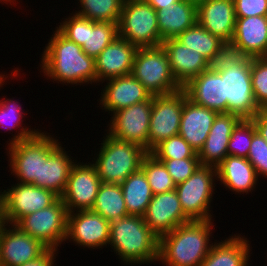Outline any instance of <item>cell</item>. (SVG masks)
Instances as JSON below:
<instances>
[{
    "label": "cell",
    "mask_w": 267,
    "mask_h": 266,
    "mask_svg": "<svg viewBox=\"0 0 267 266\" xmlns=\"http://www.w3.org/2000/svg\"><path fill=\"white\" fill-rule=\"evenodd\" d=\"M211 223L190 220L160 237L158 259L168 266H200L211 248Z\"/></svg>",
    "instance_id": "6da1fadb"
},
{
    "label": "cell",
    "mask_w": 267,
    "mask_h": 266,
    "mask_svg": "<svg viewBox=\"0 0 267 266\" xmlns=\"http://www.w3.org/2000/svg\"><path fill=\"white\" fill-rule=\"evenodd\" d=\"M149 153L156 159L198 158L197 152L179 134L161 141Z\"/></svg>",
    "instance_id": "d590c367"
},
{
    "label": "cell",
    "mask_w": 267,
    "mask_h": 266,
    "mask_svg": "<svg viewBox=\"0 0 267 266\" xmlns=\"http://www.w3.org/2000/svg\"><path fill=\"white\" fill-rule=\"evenodd\" d=\"M183 89L166 95L152 96V111L148 134V152L161 141L179 134L184 100Z\"/></svg>",
    "instance_id": "7c38bea8"
},
{
    "label": "cell",
    "mask_w": 267,
    "mask_h": 266,
    "mask_svg": "<svg viewBox=\"0 0 267 266\" xmlns=\"http://www.w3.org/2000/svg\"><path fill=\"white\" fill-rule=\"evenodd\" d=\"M236 18L267 16V0H234Z\"/></svg>",
    "instance_id": "60d3db41"
},
{
    "label": "cell",
    "mask_w": 267,
    "mask_h": 266,
    "mask_svg": "<svg viewBox=\"0 0 267 266\" xmlns=\"http://www.w3.org/2000/svg\"><path fill=\"white\" fill-rule=\"evenodd\" d=\"M182 89L192 102L217 113H227L224 79L212 66L189 81Z\"/></svg>",
    "instance_id": "44dd1931"
},
{
    "label": "cell",
    "mask_w": 267,
    "mask_h": 266,
    "mask_svg": "<svg viewBox=\"0 0 267 266\" xmlns=\"http://www.w3.org/2000/svg\"><path fill=\"white\" fill-rule=\"evenodd\" d=\"M216 169V179L219 178L224 186L238 193L251 191L258 179L247 158L227 155Z\"/></svg>",
    "instance_id": "83f0119b"
},
{
    "label": "cell",
    "mask_w": 267,
    "mask_h": 266,
    "mask_svg": "<svg viewBox=\"0 0 267 266\" xmlns=\"http://www.w3.org/2000/svg\"><path fill=\"white\" fill-rule=\"evenodd\" d=\"M267 50V16L236 18L228 52L250 58L263 57Z\"/></svg>",
    "instance_id": "e0dca14e"
},
{
    "label": "cell",
    "mask_w": 267,
    "mask_h": 266,
    "mask_svg": "<svg viewBox=\"0 0 267 266\" xmlns=\"http://www.w3.org/2000/svg\"><path fill=\"white\" fill-rule=\"evenodd\" d=\"M59 145L42 160L40 187L53 191L61 197L74 162Z\"/></svg>",
    "instance_id": "f1b7e54d"
},
{
    "label": "cell",
    "mask_w": 267,
    "mask_h": 266,
    "mask_svg": "<svg viewBox=\"0 0 267 266\" xmlns=\"http://www.w3.org/2000/svg\"><path fill=\"white\" fill-rule=\"evenodd\" d=\"M197 23L229 45L236 23L234 0L199 1Z\"/></svg>",
    "instance_id": "ffe728a7"
},
{
    "label": "cell",
    "mask_w": 267,
    "mask_h": 266,
    "mask_svg": "<svg viewBox=\"0 0 267 266\" xmlns=\"http://www.w3.org/2000/svg\"><path fill=\"white\" fill-rule=\"evenodd\" d=\"M68 212L62 199L51 206L28 214L15 226L40 241L48 249L56 250L66 240Z\"/></svg>",
    "instance_id": "9c48e42d"
},
{
    "label": "cell",
    "mask_w": 267,
    "mask_h": 266,
    "mask_svg": "<svg viewBox=\"0 0 267 266\" xmlns=\"http://www.w3.org/2000/svg\"><path fill=\"white\" fill-rule=\"evenodd\" d=\"M241 120L237 114H217L203 147L197 153L201 165L216 168L224 160L232 131Z\"/></svg>",
    "instance_id": "7402d4cb"
},
{
    "label": "cell",
    "mask_w": 267,
    "mask_h": 266,
    "mask_svg": "<svg viewBox=\"0 0 267 266\" xmlns=\"http://www.w3.org/2000/svg\"><path fill=\"white\" fill-rule=\"evenodd\" d=\"M262 58L267 60V50H266V52H265V54H264V56Z\"/></svg>",
    "instance_id": "c3c4849f"
},
{
    "label": "cell",
    "mask_w": 267,
    "mask_h": 266,
    "mask_svg": "<svg viewBox=\"0 0 267 266\" xmlns=\"http://www.w3.org/2000/svg\"><path fill=\"white\" fill-rule=\"evenodd\" d=\"M21 107H18V105H16L13 100H5V101H0V126L4 127V123L7 121L10 122V131L11 129L15 126L17 127L18 124H20L21 122H19V119H21L23 116L21 115ZM21 112V113H20ZM19 115V116H18ZM5 122H4V121ZM4 122V123H3ZM12 122V123H11ZM13 122L15 124H13ZM7 128V127H6Z\"/></svg>",
    "instance_id": "b9f144b4"
},
{
    "label": "cell",
    "mask_w": 267,
    "mask_h": 266,
    "mask_svg": "<svg viewBox=\"0 0 267 266\" xmlns=\"http://www.w3.org/2000/svg\"><path fill=\"white\" fill-rule=\"evenodd\" d=\"M148 4H150L155 10L166 9L171 4L178 2L180 0H145Z\"/></svg>",
    "instance_id": "f6af8a7d"
},
{
    "label": "cell",
    "mask_w": 267,
    "mask_h": 266,
    "mask_svg": "<svg viewBox=\"0 0 267 266\" xmlns=\"http://www.w3.org/2000/svg\"><path fill=\"white\" fill-rule=\"evenodd\" d=\"M152 97L114 112L109 135L121 141L138 144L148 151V134Z\"/></svg>",
    "instance_id": "5bb4252c"
},
{
    "label": "cell",
    "mask_w": 267,
    "mask_h": 266,
    "mask_svg": "<svg viewBox=\"0 0 267 266\" xmlns=\"http://www.w3.org/2000/svg\"><path fill=\"white\" fill-rule=\"evenodd\" d=\"M251 120L256 131L267 141V109L259 110Z\"/></svg>",
    "instance_id": "7bdbcfd3"
},
{
    "label": "cell",
    "mask_w": 267,
    "mask_h": 266,
    "mask_svg": "<svg viewBox=\"0 0 267 266\" xmlns=\"http://www.w3.org/2000/svg\"><path fill=\"white\" fill-rule=\"evenodd\" d=\"M74 210L67 216L66 239L88 248L101 247L109 243L110 222L92 210ZM74 214V215H73Z\"/></svg>",
    "instance_id": "d6986e66"
},
{
    "label": "cell",
    "mask_w": 267,
    "mask_h": 266,
    "mask_svg": "<svg viewBox=\"0 0 267 266\" xmlns=\"http://www.w3.org/2000/svg\"><path fill=\"white\" fill-rule=\"evenodd\" d=\"M251 83L254 99L260 109H267V60L251 58Z\"/></svg>",
    "instance_id": "74e56055"
},
{
    "label": "cell",
    "mask_w": 267,
    "mask_h": 266,
    "mask_svg": "<svg viewBox=\"0 0 267 266\" xmlns=\"http://www.w3.org/2000/svg\"><path fill=\"white\" fill-rule=\"evenodd\" d=\"M49 41L43 56L42 69L54 80L64 83L96 82L95 59L58 30Z\"/></svg>",
    "instance_id": "7a4b0ae2"
},
{
    "label": "cell",
    "mask_w": 267,
    "mask_h": 266,
    "mask_svg": "<svg viewBox=\"0 0 267 266\" xmlns=\"http://www.w3.org/2000/svg\"><path fill=\"white\" fill-rule=\"evenodd\" d=\"M108 80L109 83L103 90L100 100L105 110L116 112L152 97V94L132 74Z\"/></svg>",
    "instance_id": "484cf974"
},
{
    "label": "cell",
    "mask_w": 267,
    "mask_h": 266,
    "mask_svg": "<svg viewBox=\"0 0 267 266\" xmlns=\"http://www.w3.org/2000/svg\"><path fill=\"white\" fill-rule=\"evenodd\" d=\"M137 49L124 38L116 37L95 58L97 80L102 81L131 74Z\"/></svg>",
    "instance_id": "603a6c76"
},
{
    "label": "cell",
    "mask_w": 267,
    "mask_h": 266,
    "mask_svg": "<svg viewBox=\"0 0 267 266\" xmlns=\"http://www.w3.org/2000/svg\"><path fill=\"white\" fill-rule=\"evenodd\" d=\"M79 1L83 9L76 14L96 22H119L124 0Z\"/></svg>",
    "instance_id": "e575fe53"
},
{
    "label": "cell",
    "mask_w": 267,
    "mask_h": 266,
    "mask_svg": "<svg viewBox=\"0 0 267 266\" xmlns=\"http://www.w3.org/2000/svg\"><path fill=\"white\" fill-rule=\"evenodd\" d=\"M214 175L217 176L215 167L200 165L187 180L176 185L183 212L191 220H212L208 211Z\"/></svg>",
    "instance_id": "8fae6325"
},
{
    "label": "cell",
    "mask_w": 267,
    "mask_h": 266,
    "mask_svg": "<svg viewBox=\"0 0 267 266\" xmlns=\"http://www.w3.org/2000/svg\"><path fill=\"white\" fill-rule=\"evenodd\" d=\"M158 160L163 162V164L166 166L168 173L170 174L176 185L187 180L201 165L199 158Z\"/></svg>",
    "instance_id": "f35d334b"
},
{
    "label": "cell",
    "mask_w": 267,
    "mask_h": 266,
    "mask_svg": "<svg viewBox=\"0 0 267 266\" xmlns=\"http://www.w3.org/2000/svg\"><path fill=\"white\" fill-rule=\"evenodd\" d=\"M4 78V75L2 76V75H0V86L2 85V83H3V79Z\"/></svg>",
    "instance_id": "7dc6e473"
},
{
    "label": "cell",
    "mask_w": 267,
    "mask_h": 266,
    "mask_svg": "<svg viewBox=\"0 0 267 266\" xmlns=\"http://www.w3.org/2000/svg\"><path fill=\"white\" fill-rule=\"evenodd\" d=\"M96 168L93 164H73L71 167L67 186L60 197L66 206L67 212L91 210L101 185Z\"/></svg>",
    "instance_id": "9a60e30c"
},
{
    "label": "cell",
    "mask_w": 267,
    "mask_h": 266,
    "mask_svg": "<svg viewBox=\"0 0 267 266\" xmlns=\"http://www.w3.org/2000/svg\"><path fill=\"white\" fill-rule=\"evenodd\" d=\"M91 210L109 222L127 216L121 185L102 182Z\"/></svg>",
    "instance_id": "d6a6232c"
},
{
    "label": "cell",
    "mask_w": 267,
    "mask_h": 266,
    "mask_svg": "<svg viewBox=\"0 0 267 266\" xmlns=\"http://www.w3.org/2000/svg\"><path fill=\"white\" fill-rule=\"evenodd\" d=\"M191 1L198 3V2L201 1V0H191Z\"/></svg>",
    "instance_id": "681fc988"
},
{
    "label": "cell",
    "mask_w": 267,
    "mask_h": 266,
    "mask_svg": "<svg viewBox=\"0 0 267 266\" xmlns=\"http://www.w3.org/2000/svg\"><path fill=\"white\" fill-rule=\"evenodd\" d=\"M212 67L224 79V99L227 113L242 119H251L261 110L253 95L251 83V58L227 52Z\"/></svg>",
    "instance_id": "3957f363"
},
{
    "label": "cell",
    "mask_w": 267,
    "mask_h": 266,
    "mask_svg": "<svg viewBox=\"0 0 267 266\" xmlns=\"http://www.w3.org/2000/svg\"><path fill=\"white\" fill-rule=\"evenodd\" d=\"M217 112L200 106L190 99L184 100L179 135L198 153L203 147Z\"/></svg>",
    "instance_id": "d4e9b609"
},
{
    "label": "cell",
    "mask_w": 267,
    "mask_h": 266,
    "mask_svg": "<svg viewBox=\"0 0 267 266\" xmlns=\"http://www.w3.org/2000/svg\"><path fill=\"white\" fill-rule=\"evenodd\" d=\"M68 19L57 30L94 59L118 37V23L96 22L76 13Z\"/></svg>",
    "instance_id": "30bf717a"
},
{
    "label": "cell",
    "mask_w": 267,
    "mask_h": 266,
    "mask_svg": "<svg viewBox=\"0 0 267 266\" xmlns=\"http://www.w3.org/2000/svg\"><path fill=\"white\" fill-rule=\"evenodd\" d=\"M4 221L15 225L21 218L54 204L60 197L33 184L17 183L2 192Z\"/></svg>",
    "instance_id": "4fadbf2b"
},
{
    "label": "cell",
    "mask_w": 267,
    "mask_h": 266,
    "mask_svg": "<svg viewBox=\"0 0 267 266\" xmlns=\"http://www.w3.org/2000/svg\"><path fill=\"white\" fill-rule=\"evenodd\" d=\"M148 153L138 144L121 141L108 134L93 165L101 182L121 184L130 174L141 169Z\"/></svg>",
    "instance_id": "8992f818"
},
{
    "label": "cell",
    "mask_w": 267,
    "mask_h": 266,
    "mask_svg": "<svg viewBox=\"0 0 267 266\" xmlns=\"http://www.w3.org/2000/svg\"><path fill=\"white\" fill-rule=\"evenodd\" d=\"M153 195L170 192L176 189V183L171 178L163 162L148 153L141 164Z\"/></svg>",
    "instance_id": "836d02e7"
},
{
    "label": "cell",
    "mask_w": 267,
    "mask_h": 266,
    "mask_svg": "<svg viewBox=\"0 0 267 266\" xmlns=\"http://www.w3.org/2000/svg\"><path fill=\"white\" fill-rule=\"evenodd\" d=\"M256 128L251 119H242L233 129L228 143V155L247 158Z\"/></svg>",
    "instance_id": "8d00e7d4"
},
{
    "label": "cell",
    "mask_w": 267,
    "mask_h": 266,
    "mask_svg": "<svg viewBox=\"0 0 267 266\" xmlns=\"http://www.w3.org/2000/svg\"><path fill=\"white\" fill-rule=\"evenodd\" d=\"M120 185L128 215L143 217L153 197L145 173L140 169L130 174Z\"/></svg>",
    "instance_id": "1f68e13d"
},
{
    "label": "cell",
    "mask_w": 267,
    "mask_h": 266,
    "mask_svg": "<svg viewBox=\"0 0 267 266\" xmlns=\"http://www.w3.org/2000/svg\"><path fill=\"white\" fill-rule=\"evenodd\" d=\"M0 230V266H20L41 257L48 248L17 226ZM14 228V229H13Z\"/></svg>",
    "instance_id": "ac0fdd59"
},
{
    "label": "cell",
    "mask_w": 267,
    "mask_h": 266,
    "mask_svg": "<svg viewBox=\"0 0 267 266\" xmlns=\"http://www.w3.org/2000/svg\"><path fill=\"white\" fill-rule=\"evenodd\" d=\"M56 250L48 249L41 257L20 266H53Z\"/></svg>",
    "instance_id": "ee69618b"
},
{
    "label": "cell",
    "mask_w": 267,
    "mask_h": 266,
    "mask_svg": "<svg viewBox=\"0 0 267 266\" xmlns=\"http://www.w3.org/2000/svg\"><path fill=\"white\" fill-rule=\"evenodd\" d=\"M176 39L188 49L203 55L211 65L216 64L228 52V45L224 41L198 23L180 33Z\"/></svg>",
    "instance_id": "f546056e"
},
{
    "label": "cell",
    "mask_w": 267,
    "mask_h": 266,
    "mask_svg": "<svg viewBox=\"0 0 267 266\" xmlns=\"http://www.w3.org/2000/svg\"><path fill=\"white\" fill-rule=\"evenodd\" d=\"M131 74L152 96L171 94L182 89L172 74L169 56L162 45L138 48Z\"/></svg>",
    "instance_id": "52a82bcc"
},
{
    "label": "cell",
    "mask_w": 267,
    "mask_h": 266,
    "mask_svg": "<svg viewBox=\"0 0 267 266\" xmlns=\"http://www.w3.org/2000/svg\"><path fill=\"white\" fill-rule=\"evenodd\" d=\"M247 160L253 165L257 177H267V141L258 132L252 137Z\"/></svg>",
    "instance_id": "ab89813d"
},
{
    "label": "cell",
    "mask_w": 267,
    "mask_h": 266,
    "mask_svg": "<svg viewBox=\"0 0 267 266\" xmlns=\"http://www.w3.org/2000/svg\"><path fill=\"white\" fill-rule=\"evenodd\" d=\"M161 45L169 56L172 74L182 88L212 66L203 55L188 49L176 38L166 39Z\"/></svg>",
    "instance_id": "cb8c5ba5"
},
{
    "label": "cell",
    "mask_w": 267,
    "mask_h": 266,
    "mask_svg": "<svg viewBox=\"0 0 267 266\" xmlns=\"http://www.w3.org/2000/svg\"><path fill=\"white\" fill-rule=\"evenodd\" d=\"M109 244L126 263H147L158 259L159 238L142 216L127 215L110 222Z\"/></svg>",
    "instance_id": "277c9868"
},
{
    "label": "cell",
    "mask_w": 267,
    "mask_h": 266,
    "mask_svg": "<svg viewBox=\"0 0 267 266\" xmlns=\"http://www.w3.org/2000/svg\"><path fill=\"white\" fill-rule=\"evenodd\" d=\"M4 224H5V221H4V214H3V201H2V195L0 194V230L2 229Z\"/></svg>",
    "instance_id": "bcb514c9"
},
{
    "label": "cell",
    "mask_w": 267,
    "mask_h": 266,
    "mask_svg": "<svg viewBox=\"0 0 267 266\" xmlns=\"http://www.w3.org/2000/svg\"><path fill=\"white\" fill-rule=\"evenodd\" d=\"M9 144L11 169L20 183L40 187L42 160L60 143L46 133L22 128Z\"/></svg>",
    "instance_id": "5b68a950"
},
{
    "label": "cell",
    "mask_w": 267,
    "mask_h": 266,
    "mask_svg": "<svg viewBox=\"0 0 267 266\" xmlns=\"http://www.w3.org/2000/svg\"><path fill=\"white\" fill-rule=\"evenodd\" d=\"M143 218L158 238L191 220L183 212L176 190L153 195Z\"/></svg>",
    "instance_id": "2e32d148"
},
{
    "label": "cell",
    "mask_w": 267,
    "mask_h": 266,
    "mask_svg": "<svg viewBox=\"0 0 267 266\" xmlns=\"http://www.w3.org/2000/svg\"><path fill=\"white\" fill-rule=\"evenodd\" d=\"M156 10L145 0H124L118 22V36L137 48L162 44Z\"/></svg>",
    "instance_id": "ba28073f"
},
{
    "label": "cell",
    "mask_w": 267,
    "mask_h": 266,
    "mask_svg": "<svg viewBox=\"0 0 267 266\" xmlns=\"http://www.w3.org/2000/svg\"><path fill=\"white\" fill-rule=\"evenodd\" d=\"M156 13L159 35L163 41L176 38L197 23V3L191 0H180L167 7V10H156Z\"/></svg>",
    "instance_id": "4316f807"
},
{
    "label": "cell",
    "mask_w": 267,
    "mask_h": 266,
    "mask_svg": "<svg viewBox=\"0 0 267 266\" xmlns=\"http://www.w3.org/2000/svg\"><path fill=\"white\" fill-rule=\"evenodd\" d=\"M244 237L235 236L211 245L207 257L200 266H246L249 259V244Z\"/></svg>",
    "instance_id": "4dcf8cb0"
}]
</instances>
